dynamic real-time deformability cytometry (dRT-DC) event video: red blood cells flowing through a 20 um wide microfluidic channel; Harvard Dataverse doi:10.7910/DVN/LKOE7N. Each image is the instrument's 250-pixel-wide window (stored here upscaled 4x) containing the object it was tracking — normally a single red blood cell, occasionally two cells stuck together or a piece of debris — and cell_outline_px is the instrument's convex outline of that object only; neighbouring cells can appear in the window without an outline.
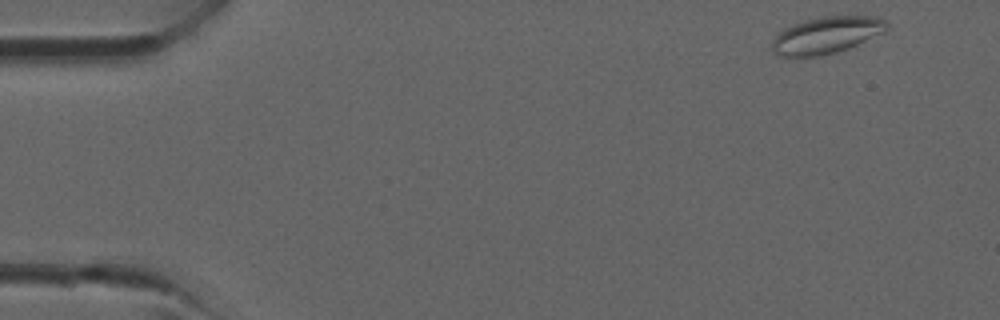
{"species": "common noctule bat (a hibernating species)", "species_latin": "Nyctalus noctula", "temperature_condition": "room temperature", "stored_images_in_passage": 8, "camera_frame_rate_fps": 3000, "um_per_image_px": 0.085, "animal": {"sex": "male", "forearm_length_mm": 52.5}, "frame": {"image": 1, "passage_image": 1, "time_ms": 0.0, "image_size_px": [1000, 320], "cell_outline_px": [[888, 28], [884, 32], [856, 44], [836, 52], [816, 56], [780, 56], [772, 52], [772, 40], [784, 28], [792, 24], [804, 20], [824, 16], [876, 16], [884, 20], [888, 24]], "centroid_in_image_um": [70.22, 2.97], "position_along_channel_um": 14.8, "area_um2": 24.33}}